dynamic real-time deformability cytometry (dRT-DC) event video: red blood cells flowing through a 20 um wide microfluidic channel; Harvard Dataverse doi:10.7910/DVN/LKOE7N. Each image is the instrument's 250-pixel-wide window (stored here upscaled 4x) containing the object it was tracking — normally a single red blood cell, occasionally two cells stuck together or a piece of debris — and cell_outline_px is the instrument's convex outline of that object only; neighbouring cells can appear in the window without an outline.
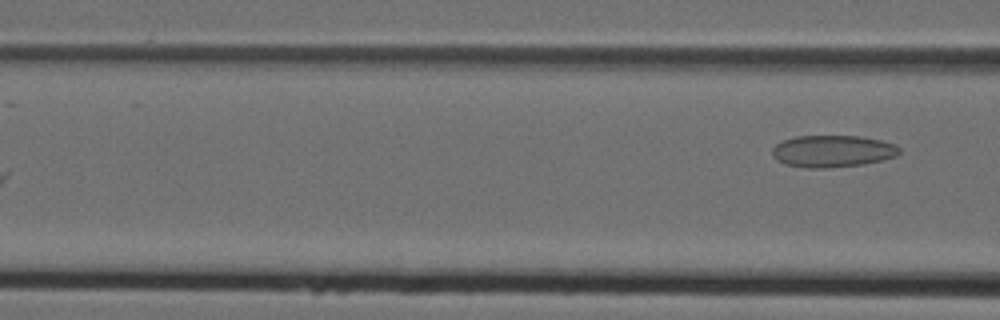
{"species": "Egyptian fruit bat (a non-hibernating species)", "species_latin": "Rousettus aegyptiacus", "temperature_condition": "cold", "stored_images_in_passage": 8, "camera_frame_rate_fps": 3000, "um_per_image_px": 0.085, "animal": {"sex": "female"}, "frame": {"image": 1, "passage_image": 8, "time_ms": 2.333, "image_size_px": [1000, 320], "cell_outline_px": [[900, 152], [896, 156], [864, 164], [832, 168], [808, 168], [784, 164], [776, 160], [772, 156], [772, 148], [776, 144], [784, 140], [796, 136], [860, 136], [880, 140], [896, 144], [900, 148]], "centroid_in_image_um": [70.75, 12.86], "position_along_channel_um": 95.8, "area_um2": 23.81}}